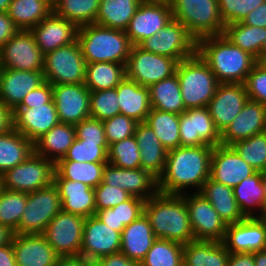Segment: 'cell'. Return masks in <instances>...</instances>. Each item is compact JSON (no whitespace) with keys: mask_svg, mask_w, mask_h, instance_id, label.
<instances>
[{"mask_svg":"<svg viewBox=\"0 0 266 266\" xmlns=\"http://www.w3.org/2000/svg\"><path fill=\"white\" fill-rule=\"evenodd\" d=\"M212 146H179L167 153L166 166L158 178V189L164 194H185L191 187L199 192L210 177Z\"/></svg>","mask_w":266,"mask_h":266,"instance_id":"1","label":"cell"},{"mask_svg":"<svg viewBox=\"0 0 266 266\" xmlns=\"http://www.w3.org/2000/svg\"><path fill=\"white\" fill-rule=\"evenodd\" d=\"M196 52L210 67L219 83H245L257 59L233 45L224 35L197 40Z\"/></svg>","mask_w":266,"mask_h":266,"instance_id":"2","label":"cell"},{"mask_svg":"<svg viewBox=\"0 0 266 266\" xmlns=\"http://www.w3.org/2000/svg\"><path fill=\"white\" fill-rule=\"evenodd\" d=\"M144 214L156 238L182 245L194 240L184 194L158 192L145 201Z\"/></svg>","mask_w":266,"mask_h":266,"instance_id":"3","label":"cell"},{"mask_svg":"<svg viewBox=\"0 0 266 266\" xmlns=\"http://www.w3.org/2000/svg\"><path fill=\"white\" fill-rule=\"evenodd\" d=\"M77 40L86 63L114 62L126 66L132 44L125 31L93 23L78 28Z\"/></svg>","mask_w":266,"mask_h":266,"instance_id":"4","label":"cell"},{"mask_svg":"<svg viewBox=\"0 0 266 266\" xmlns=\"http://www.w3.org/2000/svg\"><path fill=\"white\" fill-rule=\"evenodd\" d=\"M176 74L185 108L207 107L219 82L200 55L196 52L178 62Z\"/></svg>","mask_w":266,"mask_h":266,"instance_id":"5","label":"cell"},{"mask_svg":"<svg viewBox=\"0 0 266 266\" xmlns=\"http://www.w3.org/2000/svg\"><path fill=\"white\" fill-rule=\"evenodd\" d=\"M172 16L196 39L223 35L218 0H170Z\"/></svg>","mask_w":266,"mask_h":266,"instance_id":"6","label":"cell"},{"mask_svg":"<svg viewBox=\"0 0 266 266\" xmlns=\"http://www.w3.org/2000/svg\"><path fill=\"white\" fill-rule=\"evenodd\" d=\"M86 65L76 40L44 55V79L52 85L85 83Z\"/></svg>","mask_w":266,"mask_h":266,"instance_id":"7","label":"cell"},{"mask_svg":"<svg viewBox=\"0 0 266 266\" xmlns=\"http://www.w3.org/2000/svg\"><path fill=\"white\" fill-rule=\"evenodd\" d=\"M54 173L55 163L34 152L24 162L1 175L3 188L31 193L51 185Z\"/></svg>","mask_w":266,"mask_h":266,"instance_id":"8","label":"cell"},{"mask_svg":"<svg viewBox=\"0 0 266 266\" xmlns=\"http://www.w3.org/2000/svg\"><path fill=\"white\" fill-rule=\"evenodd\" d=\"M138 46L144 51L180 62L196 53L197 40L181 22L172 18L161 30Z\"/></svg>","mask_w":266,"mask_h":266,"instance_id":"9","label":"cell"},{"mask_svg":"<svg viewBox=\"0 0 266 266\" xmlns=\"http://www.w3.org/2000/svg\"><path fill=\"white\" fill-rule=\"evenodd\" d=\"M62 210L54 183L27 193V203L18 225V234H43L51 219Z\"/></svg>","mask_w":266,"mask_h":266,"instance_id":"10","label":"cell"},{"mask_svg":"<svg viewBox=\"0 0 266 266\" xmlns=\"http://www.w3.org/2000/svg\"><path fill=\"white\" fill-rule=\"evenodd\" d=\"M178 62L167 56L144 51L132 45L127 64L126 77L141 86L149 87L176 73Z\"/></svg>","mask_w":266,"mask_h":266,"instance_id":"11","label":"cell"},{"mask_svg":"<svg viewBox=\"0 0 266 266\" xmlns=\"http://www.w3.org/2000/svg\"><path fill=\"white\" fill-rule=\"evenodd\" d=\"M85 219L62 210L51 219L43 235L59 257L80 256Z\"/></svg>","mask_w":266,"mask_h":266,"instance_id":"12","label":"cell"},{"mask_svg":"<svg viewBox=\"0 0 266 266\" xmlns=\"http://www.w3.org/2000/svg\"><path fill=\"white\" fill-rule=\"evenodd\" d=\"M184 194L194 240L222 242L227 230L223 221L210 202L199 192Z\"/></svg>","mask_w":266,"mask_h":266,"instance_id":"13","label":"cell"},{"mask_svg":"<svg viewBox=\"0 0 266 266\" xmlns=\"http://www.w3.org/2000/svg\"><path fill=\"white\" fill-rule=\"evenodd\" d=\"M0 66L7 69L43 71L44 54L30 31L19 30L0 48Z\"/></svg>","mask_w":266,"mask_h":266,"instance_id":"14","label":"cell"},{"mask_svg":"<svg viewBox=\"0 0 266 266\" xmlns=\"http://www.w3.org/2000/svg\"><path fill=\"white\" fill-rule=\"evenodd\" d=\"M172 18L170 1L143 0L129 21L125 33L132 45H139L161 30Z\"/></svg>","mask_w":266,"mask_h":266,"instance_id":"15","label":"cell"},{"mask_svg":"<svg viewBox=\"0 0 266 266\" xmlns=\"http://www.w3.org/2000/svg\"><path fill=\"white\" fill-rule=\"evenodd\" d=\"M180 146L216 147L221 144V134L215 126L207 107L186 109L179 115Z\"/></svg>","mask_w":266,"mask_h":266,"instance_id":"16","label":"cell"},{"mask_svg":"<svg viewBox=\"0 0 266 266\" xmlns=\"http://www.w3.org/2000/svg\"><path fill=\"white\" fill-rule=\"evenodd\" d=\"M120 249L121 232L111 229L95 215L85 219L80 257L96 261L120 253Z\"/></svg>","mask_w":266,"mask_h":266,"instance_id":"17","label":"cell"},{"mask_svg":"<svg viewBox=\"0 0 266 266\" xmlns=\"http://www.w3.org/2000/svg\"><path fill=\"white\" fill-rule=\"evenodd\" d=\"M249 97L243 83H219L207 105L216 128L222 134L241 112Z\"/></svg>","mask_w":266,"mask_h":266,"instance_id":"18","label":"cell"},{"mask_svg":"<svg viewBox=\"0 0 266 266\" xmlns=\"http://www.w3.org/2000/svg\"><path fill=\"white\" fill-rule=\"evenodd\" d=\"M59 122L73 124L90 118V90L82 84L52 85Z\"/></svg>","mask_w":266,"mask_h":266,"instance_id":"19","label":"cell"},{"mask_svg":"<svg viewBox=\"0 0 266 266\" xmlns=\"http://www.w3.org/2000/svg\"><path fill=\"white\" fill-rule=\"evenodd\" d=\"M256 172L232 146L220 144L213 148L210 163L212 180L234 188Z\"/></svg>","mask_w":266,"mask_h":266,"instance_id":"20","label":"cell"},{"mask_svg":"<svg viewBox=\"0 0 266 266\" xmlns=\"http://www.w3.org/2000/svg\"><path fill=\"white\" fill-rule=\"evenodd\" d=\"M102 182L120 187L130 195L147 200L159 192L158 178L142 168L122 169L107 163L103 170Z\"/></svg>","mask_w":266,"mask_h":266,"instance_id":"21","label":"cell"},{"mask_svg":"<svg viewBox=\"0 0 266 266\" xmlns=\"http://www.w3.org/2000/svg\"><path fill=\"white\" fill-rule=\"evenodd\" d=\"M222 243L230 253L264 251L266 227L263 219L250 217L234 224H228Z\"/></svg>","mask_w":266,"mask_h":266,"instance_id":"22","label":"cell"},{"mask_svg":"<svg viewBox=\"0 0 266 266\" xmlns=\"http://www.w3.org/2000/svg\"><path fill=\"white\" fill-rule=\"evenodd\" d=\"M58 123L54 101L32 108H15L12 111V128L33 143Z\"/></svg>","mask_w":266,"mask_h":266,"instance_id":"23","label":"cell"},{"mask_svg":"<svg viewBox=\"0 0 266 266\" xmlns=\"http://www.w3.org/2000/svg\"><path fill=\"white\" fill-rule=\"evenodd\" d=\"M45 82L43 71H25L1 68L0 101L11 111L24 97Z\"/></svg>","mask_w":266,"mask_h":266,"instance_id":"24","label":"cell"},{"mask_svg":"<svg viewBox=\"0 0 266 266\" xmlns=\"http://www.w3.org/2000/svg\"><path fill=\"white\" fill-rule=\"evenodd\" d=\"M266 131V106L248 99L241 112L221 134V144L231 146Z\"/></svg>","mask_w":266,"mask_h":266,"instance_id":"25","label":"cell"},{"mask_svg":"<svg viewBox=\"0 0 266 266\" xmlns=\"http://www.w3.org/2000/svg\"><path fill=\"white\" fill-rule=\"evenodd\" d=\"M30 32L36 44L45 55L55 49L69 45L77 40L78 27L67 19L52 12Z\"/></svg>","mask_w":266,"mask_h":266,"instance_id":"26","label":"cell"},{"mask_svg":"<svg viewBox=\"0 0 266 266\" xmlns=\"http://www.w3.org/2000/svg\"><path fill=\"white\" fill-rule=\"evenodd\" d=\"M12 245L17 266H55L60 258L43 234H14Z\"/></svg>","mask_w":266,"mask_h":266,"instance_id":"27","label":"cell"},{"mask_svg":"<svg viewBox=\"0 0 266 266\" xmlns=\"http://www.w3.org/2000/svg\"><path fill=\"white\" fill-rule=\"evenodd\" d=\"M62 211L77 214L84 218L96 215V202L94 189L78 181L68 179H54Z\"/></svg>","mask_w":266,"mask_h":266,"instance_id":"28","label":"cell"},{"mask_svg":"<svg viewBox=\"0 0 266 266\" xmlns=\"http://www.w3.org/2000/svg\"><path fill=\"white\" fill-rule=\"evenodd\" d=\"M156 239L148 218L142 214L121 232L120 253L140 264Z\"/></svg>","mask_w":266,"mask_h":266,"instance_id":"29","label":"cell"},{"mask_svg":"<svg viewBox=\"0 0 266 266\" xmlns=\"http://www.w3.org/2000/svg\"><path fill=\"white\" fill-rule=\"evenodd\" d=\"M134 136L140 149L141 168L159 178L164 172L168 151L146 122L137 124Z\"/></svg>","mask_w":266,"mask_h":266,"instance_id":"30","label":"cell"},{"mask_svg":"<svg viewBox=\"0 0 266 266\" xmlns=\"http://www.w3.org/2000/svg\"><path fill=\"white\" fill-rule=\"evenodd\" d=\"M118 95L120 114L145 122L151 111L149 88L125 78L115 87Z\"/></svg>","mask_w":266,"mask_h":266,"instance_id":"31","label":"cell"},{"mask_svg":"<svg viewBox=\"0 0 266 266\" xmlns=\"http://www.w3.org/2000/svg\"><path fill=\"white\" fill-rule=\"evenodd\" d=\"M199 193L210 202L227 225L240 222L245 218L236 203L232 187L216 182L209 177Z\"/></svg>","mask_w":266,"mask_h":266,"instance_id":"32","label":"cell"},{"mask_svg":"<svg viewBox=\"0 0 266 266\" xmlns=\"http://www.w3.org/2000/svg\"><path fill=\"white\" fill-rule=\"evenodd\" d=\"M76 139L73 124L59 122L34 142V152L56 163Z\"/></svg>","mask_w":266,"mask_h":266,"instance_id":"33","label":"cell"},{"mask_svg":"<svg viewBox=\"0 0 266 266\" xmlns=\"http://www.w3.org/2000/svg\"><path fill=\"white\" fill-rule=\"evenodd\" d=\"M229 255L222 242L193 240L183 247V266H227Z\"/></svg>","mask_w":266,"mask_h":266,"instance_id":"34","label":"cell"},{"mask_svg":"<svg viewBox=\"0 0 266 266\" xmlns=\"http://www.w3.org/2000/svg\"><path fill=\"white\" fill-rule=\"evenodd\" d=\"M236 203L245 218L261 217L265 213V193L261 172L243 179L233 188ZM259 211V213H256Z\"/></svg>","mask_w":266,"mask_h":266,"instance_id":"35","label":"cell"},{"mask_svg":"<svg viewBox=\"0 0 266 266\" xmlns=\"http://www.w3.org/2000/svg\"><path fill=\"white\" fill-rule=\"evenodd\" d=\"M34 153V143L11 128L0 135V175L24 162Z\"/></svg>","mask_w":266,"mask_h":266,"instance_id":"36","label":"cell"},{"mask_svg":"<svg viewBox=\"0 0 266 266\" xmlns=\"http://www.w3.org/2000/svg\"><path fill=\"white\" fill-rule=\"evenodd\" d=\"M148 88L152 109L179 115L186 110L176 73L150 85Z\"/></svg>","mask_w":266,"mask_h":266,"instance_id":"37","label":"cell"},{"mask_svg":"<svg viewBox=\"0 0 266 266\" xmlns=\"http://www.w3.org/2000/svg\"><path fill=\"white\" fill-rule=\"evenodd\" d=\"M52 12V0H11L7 11L19 30L28 31Z\"/></svg>","mask_w":266,"mask_h":266,"instance_id":"38","label":"cell"},{"mask_svg":"<svg viewBox=\"0 0 266 266\" xmlns=\"http://www.w3.org/2000/svg\"><path fill=\"white\" fill-rule=\"evenodd\" d=\"M107 163L58 160L55 163L54 179L78 181L94 189L102 183L103 170Z\"/></svg>","mask_w":266,"mask_h":266,"instance_id":"39","label":"cell"},{"mask_svg":"<svg viewBox=\"0 0 266 266\" xmlns=\"http://www.w3.org/2000/svg\"><path fill=\"white\" fill-rule=\"evenodd\" d=\"M143 0H101L95 24L125 31Z\"/></svg>","mask_w":266,"mask_h":266,"instance_id":"40","label":"cell"},{"mask_svg":"<svg viewBox=\"0 0 266 266\" xmlns=\"http://www.w3.org/2000/svg\"><path fill=\"white\" fill-rule=\"evenodd\" d=\"M125 76L124 64L114 62L87 63L84 84L90 91L113 89Z\"/></svg>","mask_w":266,"mask_h":266,"instance_id":"41","label":"cell"},{"mask_svg":"<svg viewBox=\"0 0 266 266\" xmlns=\"http://www.w3.org/2000/svg\"><path fill=\"white\" fill-rule=\"evenodd\" d=\"M145 200L132 196L129 200L109 209L96 210V215L111 229L122 232L125 226L144 214Z\"/></svg>","mask_w":266,"mask_h":266,"instance_id":"42","label":"cell"},{"mask_svg":"<svg viewBox=\"0 0 266 266\" xmlns=\"http://www.w3.org/2000/svg\"><path fill=\"white\" fill-rule=\"evenodd\" d=\"M223 35L233 45L238 46L257 59L262 54L266 28L248 26L239 22L225 25Z\"/></svg>","mask_w":266,"mask_h":266,"instance_id":"43","label":"cell"},{"mask_svg":"<svg viewBox=\"0 0 266 266\" xmlns=\"http://www.w3.org/2000/svg\"><path fill=\"white\" fill-rule=\"evenodd\" d=\"M101 0H52L53 12L78 28L95 23Z\"/></svg>","mask_w":266,"mask_h":266,"instance_id":"44","label":"cell"},{"mask_svg":"<svg viewBox=\"0 0 266 266\" xmlns=\"http://www.w3.org/2000/svg\"><path fill=\"white\" fill-rule=\"evenodd\" d=\"M145 122L167 151L180 146L179 114L151 109Z\"/></svg>","mask_w":266,"mask_h":266,"instance_id":"45","label":"cell"},{"mask_svg":"<svg viewBox=\"0 0 266 266\" xmlns=\"http://www.w3.org/2000/svg\"><path fill=\"white\" fill-rule=\"evenodd\" d=\"M184 245L157 238L139 266H183Z\"/></svg>","mask_w":266,"mask_h":266,"instance_id":"46","label":"cell"},{"mask_svg":"<svg viewBox=\"0 0 266 266\" xmlns=\"http://www.w3.org/2000/svg\"><path fill=\"white\" fill-rule=\"evenodd\" d=\"M27 203V193L2 189L0 192V224L18 234V225Z\"/></svg>","mask_w":266,"mask_h":266,"instance_id":"47","label":"cell"},{"mask_svg":"<svg viewBox=\"0 0 266 266\" xmlns=\"http://www.w3.org/2000/svg\"><path fill=\"white\" fill-rule=\"evenodd\" d=\"M231 146L257 172L266 171V131Z\"/></svg>","mask_w":266,"mask_h":266,"instance_id":"48","label":"cell"},{"mask_svg":"<svg viewBox=\"0 0 266 266\" xmlns=\"http://www.w3.org/2000/svg\"><path fill=\"white\" fill-rule=\"evenodd\" d=\"M108 163L122 169L141 168L140 149L134 135L109 145Z\"/></svg>","mask_w":266,"mask_h":266,"instance_id":"49","label":"cell"},{"mask_svg":"<svg viewBox=\"0 0 266 266\" xmlns=\"http://www.w3.org/2000/svg\"><path fill=\"white\" fill-rule=\"evenodd\" d=\"M107 143H91L76 138L67 153L59 160L75 162H108Z\"/></svg>","mask_w":266,"mask_h":266,"instance_id":"50","label":"cell"},{"mask_svg":"<svg viewBox=\"0 0 266 266\" xmlns=\"http://www.w3.org/2000/svg\"><path fill=\"white\" fill-rule=\"evenodd\" d=\"M120 114L116 88L90 91V118L105 120Z\"/></svg>","mask_w":266,"mask_h":266,"instance_id":"51","label":"cell"},{"mask_svg":"<svg viewBox=\"0 0 266 266\" xmlns=\"http://www.w3.org/2000/svg\"><path fill=\"white\" fill-rule=\"evenodd\" d=\"M266 0H218L224 25L239 23Z\"/></svg>","mask_w":266,"mask_h":266,"instance_id":"52","label":"cell"},{"mask_svg":"<svg viewBox=\"0 0 266 266\" xmlns=\"http://www.w3.org/2000/svg\"><path fill=\"white\" fill-rule=\"evenodd\" d=\"M108 145L129 138L135 134L138 122L123 114L115 115L102 121Z\"/></svg>","mask_w":266,"mask_h":266,"instance_id":"53","label":"cell"},{"mask_svg":"<svg viewBox=\"0 0 266 266\" xmlns=\"http://www.w3.org/2000/svg\"><path fill=\"white\" fill-rule=\"evenodd\" d=\"M94 193L96 210L112 208L132 197V195L124 189L106 185L103 182L94 188Z\"/></svg>","mask_w":266,"mask_h":266,"instance_id":"54","label":"cell"},{"mask_svg":"<svg viewBox=\"0 0 266 266\" xmlns=\"http://www.w3.org/2000/svg\"><path fill=\"white\" fill-rule=\"evenodd\" d=\"M244 84L249 99L266 106V70L256 63Z\"/></svg>","mask_w":266,"mask_h":266,"instance_id":"55","label":"cell"},{"mask_svg":"<svg viewBox=\"0 0 266 266\" xmlns=\"http://www.w3.org/2000/svg\"><path fill=\"white\" fill-rule=\"evenodd\" d=\"M74 126L76 138L91 143H107L104 124L101 120L87 118Z\"/></svg>","mask_w":266,"mask_h":266,"instance_id":"56","label":"cell"},{"mask_svg":"<svg viewBox=\"0 0 266 266\" xmlns=\"http://www.w3.org/2000/svg\"><path fill=\"white\" fill-rule=\"evenodd\" d=\"M53 101L52 84L44 82L38 88L29 92L16 108H32L33 106L51 103Z\"/></svg>","mask_w":266,"mask_h":266,"instance_id":"57","label":"cell"},{"mask_svg":"<svg viewBox=\"0 0 266 266\" xmlns=\"http://www.w3.org/2000/svg\"><path fill=\"white\" fill-rule=\"evenodd\" d=\"M18 31L8 13L0 12V48Z\"/></svg>","mask_w":266,"mask_h":266,"instance_id":"58","label":"cell"},{"mask_svg":"<svg viewBox=\"0 0 266 266\" xmlns=\"http://www.w3.org/2000/svg\"><path fill=\"white\" fill-rule=\"evenodd\" d=\"M248 26L266 28V1L252 10L241 22Z\"/></svg>","mask_w":266,"mask_h":266,"instance_id":"59","label":"cell"},{"mask_svg":"<svg viewBox=\"0 0 266 266\" xmlns=\"http://www.w3.org/2000/svg\"><path fill=\"white\" fill-rule=\"evenodd\" d=\"M95 262L99 266H139V263L132 261L122 253L107 255Z\"/></svg>","mask_w":266,"mask_h":266,"instance_id":"60","label":"cell"},{"mask_svg":"<svg viewBox=\"0 0 266 266\" xmlns=\"http://www.w3.org/2000/svg\"><path fill=\"white\" fill-rule=\"evenodd\" d=\"M227 266H255L253 253H230Z\"/></svg>","mask_w":266,"mask_h":266,"instance_id":"61","label":"cell"},{"mask_svg":"<svg viewBox=\"0 0 266 266\" xmlns=\"http://www.w3.org/2000/svg\"><path fill=\"white\" fill-rule=\"evenodd\" d=\"M0 266H17L12 242L0 247Z\"/></svg>","mask_w":266,"mask_h":266,"instance_id":"62","label":"cell"},{"mask_svg":"<svg viewBox=\"0 0 266 266\" xmlns=\"http://www.w3.org/2000/svg\"><path fill=\"white\" fill-rule=\"evenodd\" d=\"M12 128V111L0 101V135Z\"/></svg>","mask_w":266,"mask_h":266,"instance_id":"63","label":"cell"},{"mask_svg":"<svg viewBox=\"0 0 266 266\" xmlns=\"http://www.w3.org/2000/svg\"><path fill=\"white\" fill-rule=\"evenodd\" d=\"M55 266H86V259L83 257H60Z\"/></svg>","mask_w":266,"mask_h":266,"instance_id":"64","label":"cell"},{"mask_svg":"<svg viewBox=\"0 0 266 266\" xmlns=\"http://www.w3.org/2000/svg\"><path fill=\"white\" fill-rule=\"evenodd\" d=\"M13 235V231H11L7 226L0 224V247L10 244L12 242Z\"/></svg>","mask_w":266,"mask_h":266,"instance_id":"65","label":"cell"},{"mask_svg":"<svg viewBox=\"0 0 266 266\" xmlns=\"http://www.w3.org/2000/svg\"><path fill=\"white\" fill-rule=\"evenodd\" d=\"M255 266H266V250L253 252Z\"/></svg>","mask_w":266,"mask_h":266,"instance_id":"66","label":"cell"},{"mask_svg":"<svg viewBox=\"0 0 266 266\" xmlns=\"http://www.w3.org/2000/svg\"><path fill=\"white\" fill-rule=\"evenodd\" d=\"M260 67H262L264 70H266V53H262L257 58L256 62Z\"/></svg>","mask_w":266,"mask_h":266,"instance_id":"67","label":"cell"},{"mask_svg":"<svg viewBox=\"0 0 266 266\" xmlns=\"http://www.w3.org/2000/svg\"><path fill=\"white\" fill-rule=\"evenodd\" d=\"M11 0H0V12H7L9 9V5Z\"/></svg>","mask_w":266,"mask_h":266,"instance_id":"68","label":"cell"},{"mask_svg":"<svg viewBox=\"0 0 266 266\" xmlns=\"http://www.w3.org/2000/svg\"><path fill=\"white\" fill-rule=\"evenodd\" d=\"M261 177H262V186L265 193V212H266V171L261 172Z\"/></svg>","mask_w":266,"mask_h":266,"instance_id":"69","label":"cell"},{"mask_svg":"<svg viewBox=\"0 0 266 266\" xmlns=\"http://www.w3.org/2000/svg\"><path fill=\"white\" fill-rule=\"evenodd\" d=\"M86 266H99L95 261L86 260Z\"/></svg>","mask_w":266,"mask_h":266,"instance_id":"70","label":"cell"},{"mask_svg":"<svg viewBox=\"0 0 266 266\" xmlns=\"http://www.w3.org/2000/svg\"><path fill=\"white\" fill-rule=\"evenodd\" d=\"M262 53H266V38L263 42Z\"/></svg>","mask_w":266,"mask_h":266,"instance_id":"71","label":"cell"},{"mask_svg":"<svg viewBox=\"0 0 266 266\" xmlns=\"http://www.w3.org/2000/svg\"><path fill=\"white\" fill-rule=\"evenodd\" d=\"M261 218L263 219L266 227V212L261 216ZM265 250H266V244H265Z\"/></svg>","mask_w":266,"mask_h":266,"instance_id":"72","label":"cell"},{"mask_svg":"<svg viewBox=\"0 0 266 266\" xmlns=\"http://www.w3.org/2000/svg\"><path fill=\"white\" fill-rule=\"evenodd\" d=\"M2 189H3V184H2V177L0 175V192H1Z\"/></svg>","mask_w":266,"mask_h":266,"instance_id":"73","label":"cell"},{"mask_svg":"<svg viewBox=\"0 0 266 266\" xmlns=\"http://www.w3.org/2000/svg\"><path fill=\"white\" fill-rule=\"evenodd\" d=\"M151 1H170V0H151Z\"/></svg>","mask_w":266,"mask_h":266,"instance_id":"74","label":"cell"}]
</instances>
